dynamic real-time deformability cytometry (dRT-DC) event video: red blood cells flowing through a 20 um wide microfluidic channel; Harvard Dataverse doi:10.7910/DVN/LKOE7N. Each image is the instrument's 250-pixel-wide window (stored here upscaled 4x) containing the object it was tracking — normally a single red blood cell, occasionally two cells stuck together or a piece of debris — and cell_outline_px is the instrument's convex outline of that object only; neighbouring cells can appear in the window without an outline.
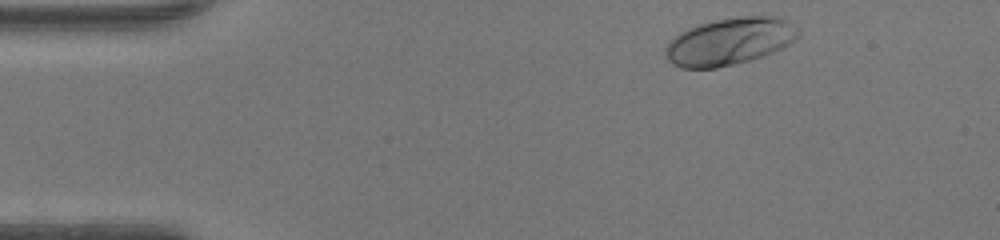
{"species": "human", "species_latin": "Homo sapiens", "temperature_condition": "warm", "stored_images_in_passage": 37, "camera_frame_rate_fps": 3000, "um_per_image_px": 0.085, "donor": {"sex": "female"}, "frame": {"image": 1, "passage_image": 1, "time_ms": 0.0, "image_size_px": [1000, 240], "cell_outline_px": [[800, 36], [796, 40], [772, 52], [748, 60], [716, 68], [680, 68], [672, 64], [668, 60], [664, 52], [664, 48], [680, 32], [688, 28], [700, 24], [716, 20], [740, 16], [772, 16], [784, 20], [796, 28], [800, 32]], "centroid_in_image_um": [61.98, 3.52], "position_along_channel_um": 23.0, "area_um2": 36.01}}
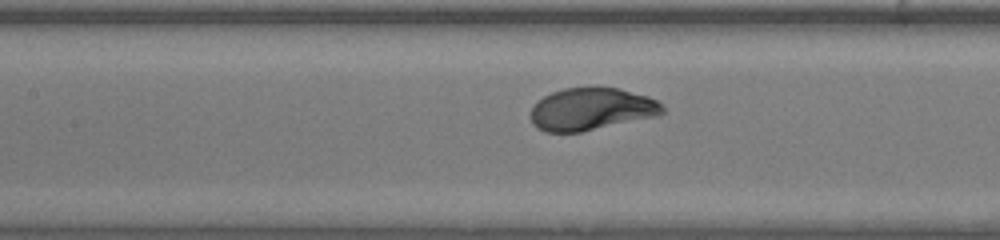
{"frame": {"image": 2, "passage_image": 16, "time_ms": 5.0, "image_size_px": [1000, 240], "cell_outline_px": [[664, 112], [656, 116], [580, 132], [544, 132], [536, 128], [532, 124], [532, 108], [544, 96], [552, 92], [564, 88], [620, 88], [648, 96], [664, 104]], "centroid_in_image_um": [50.29, 9.28], "position_along_channel_um": 157.1, "area_um2": 32.31}}
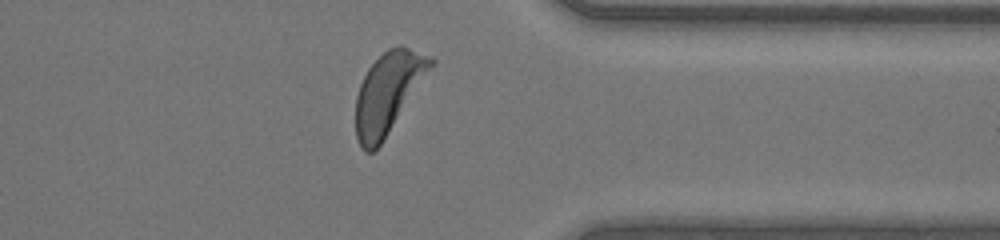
{"frame": {"image": 3, "passage_image": 32, "time_ms": 10.333, "image_size_px": [1000, 240], "cell_outline_px": [[436, 64], [380, 144], [372, 152], [364, 152], [360, 148], [356, 136], [356, 96], [360, 84], [368, 68], [388, 48], [400, 44], [432, 56], [436, 60]], "centroid_in_image_um": [33.02, 7.84], "position_along_channel_um": 378.4, "area_um2": 35.26}, "authors_computed_cell_mechanics": {"area_um2": 33.6396, "velocity_mm_per_s": 4.2976, "shape_relaxation_time_tau1_ms": 2.0329, "shape_relaxation_time_tau2_ms": null, "deformation_change_tau1": 0.1686, "deformation_change_tau2": null}}